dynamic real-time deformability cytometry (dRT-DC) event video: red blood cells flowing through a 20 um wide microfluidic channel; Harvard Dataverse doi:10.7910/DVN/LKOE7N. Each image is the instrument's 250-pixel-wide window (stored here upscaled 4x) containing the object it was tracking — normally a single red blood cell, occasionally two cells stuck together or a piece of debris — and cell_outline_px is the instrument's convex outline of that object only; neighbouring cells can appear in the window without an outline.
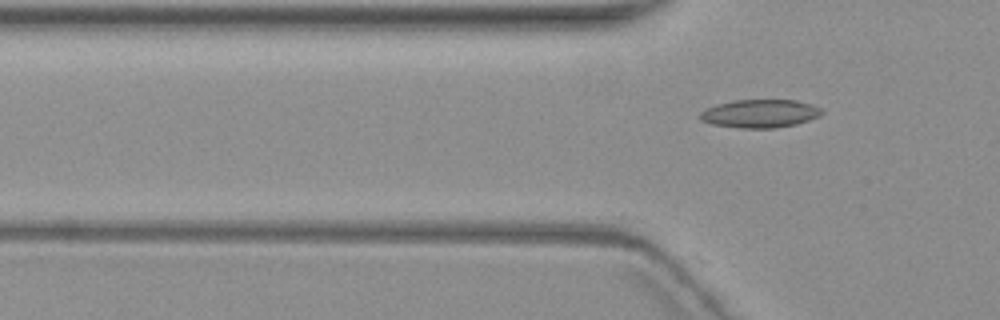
{"species": "common noctule bat (a hibernating species)", "species_latin": "Nyctalus noctula", "temperature_condition": "warm", "stored_images_in_passage": 8, "camera_frame_rate_fps": 3000, "um_per_image_px": 0.085, "animal": {"sex": "female", "body_mass_g": 19.3, "forearm_length_mm": 54.1}, "frame": {"image": 1, "passage_image": 2, "time_ms": 1.0, "image_size_px": [1000, 320], "cell_outline_px": [[824, 112], [820, 116], [796, 124], [776, 128], [740, 128], [712, 124], [700, 120], [700, 112], [716, 104], [736, 100], [796, 100], [812, 104], [820, 108]], "centroid_in_image_um": [64.61, 9.65], "position_along_channel_um": 61.2, "area_um2": 20.0}}
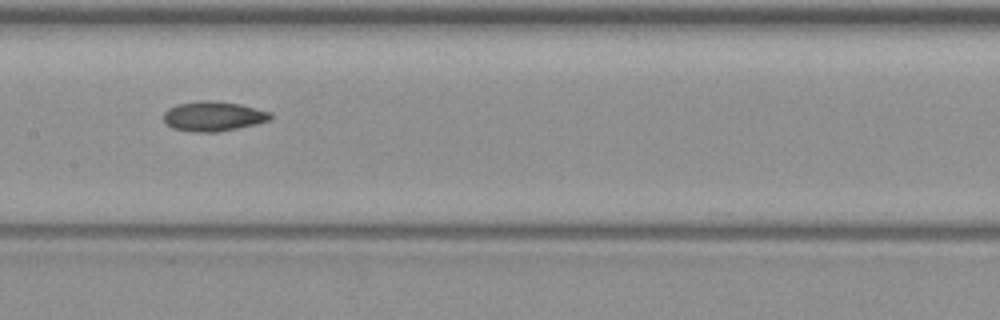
{"frame": {"image": 2, "passage_image": 5, "time_ms": 4.667, "image_size_px": [1000, 320], "cell_outline_px": [[272, 120], [256, 124], [216, 132], [192, 132], [172, 128], [164, 124], [164, 112], [168, 108], [176, 104], [200, 100], [212, 100], [240, 104], [272, 112]], "centroid_in_image_um": [18.12, 9.88], "position_along_channel_um": 189.3, "area_um2": 18.79}}
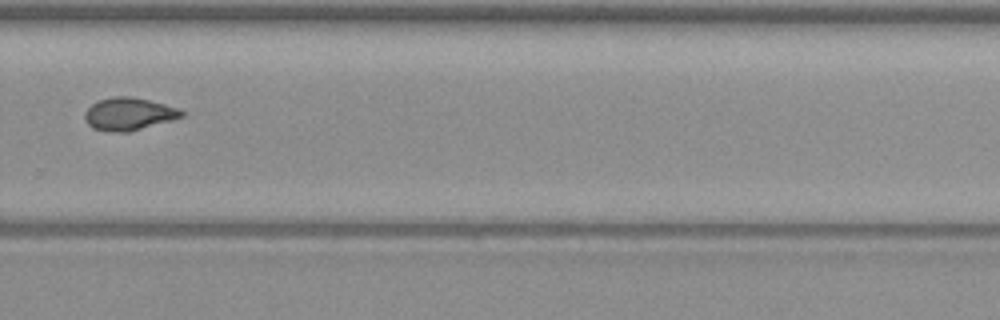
{"frame": {"image": 3, "passage_image": 8, "time_ms": 8.333, "image_size_px": [1000, 320], "cell_outline_px": [[184, 116], [132, 132], [116, 132], [92, 128], [84, 120], [84, 112], [92, 104], [100, 100], [112, 96], [128, 96], [148, 100], [180, 108], [184, 112]], "centroid_in_image_um": [10.95, 9.69], "position_along_channel_um": 318.9, "area_um2": 18.44}}